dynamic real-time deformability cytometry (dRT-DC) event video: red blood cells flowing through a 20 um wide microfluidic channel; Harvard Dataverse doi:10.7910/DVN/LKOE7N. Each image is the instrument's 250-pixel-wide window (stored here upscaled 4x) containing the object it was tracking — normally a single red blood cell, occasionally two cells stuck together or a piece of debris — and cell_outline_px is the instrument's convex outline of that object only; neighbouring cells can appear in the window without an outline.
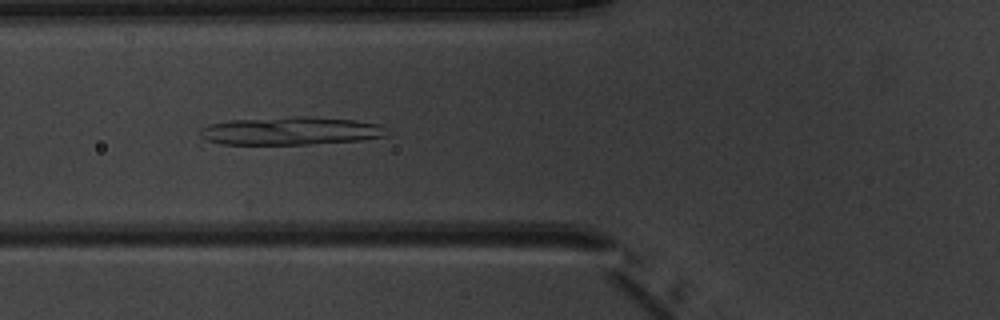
{"species": "common noctule bat (a hibernating species)", "species_latin": "Nyctalus noctula", "temperature_condition": "warm", "stored_images_in_passage": 8, "camera_frame_rate_fps": 3000, "um_per_image_px": 0.085, "animal": {"sex": "male", "body_mass_g": 20.1, "forearm_length_mm": 53.5}, "frame": {"image": 1, "passage_image": 7, "time_ms": 7.0, "image_size_px": [1000, 320], "cell_outline_px": [[388, 136], [360, 140], [308, 144], [220, 144], [208, 140], [200, 136], [196, 132], [200, 128], [208, 124], [228, 120], [296, 116], [312, 116], [356, 120], [380, 124]], "centroid_in_image_um": [24.66, 11.11], "position_along_channel_um": 101.1, "area_um2": 30.75}}
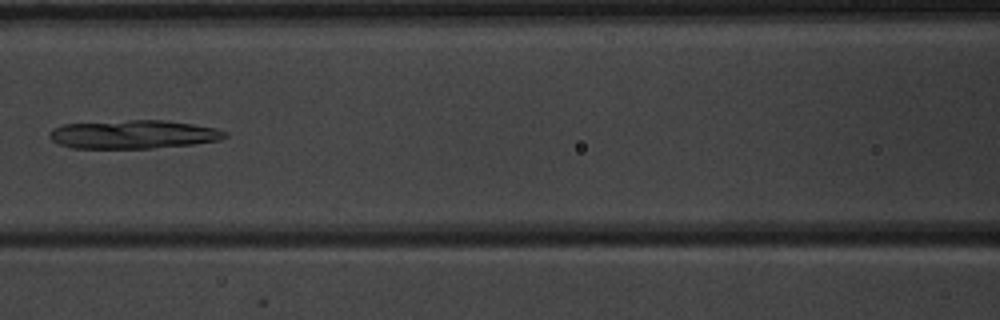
{"frame": {"image": 2, "passage_image": 8, "time_ms": 8.333, "image_size_px": [1000, 320], "cell_outline_px": [[228, 136], [220, 140], [192, 144], [152, 148], [72, 148], [60, 144], [52, 140], [48, 136], [52, 128], [64, 124], [128, 120], [164, 120], [192, 124], [216, 128], [228, 132]], "centroid_in_image_um": [11.35, 11.42], "position_along_channel_um": 155.3, "area_um2": 29.13}}